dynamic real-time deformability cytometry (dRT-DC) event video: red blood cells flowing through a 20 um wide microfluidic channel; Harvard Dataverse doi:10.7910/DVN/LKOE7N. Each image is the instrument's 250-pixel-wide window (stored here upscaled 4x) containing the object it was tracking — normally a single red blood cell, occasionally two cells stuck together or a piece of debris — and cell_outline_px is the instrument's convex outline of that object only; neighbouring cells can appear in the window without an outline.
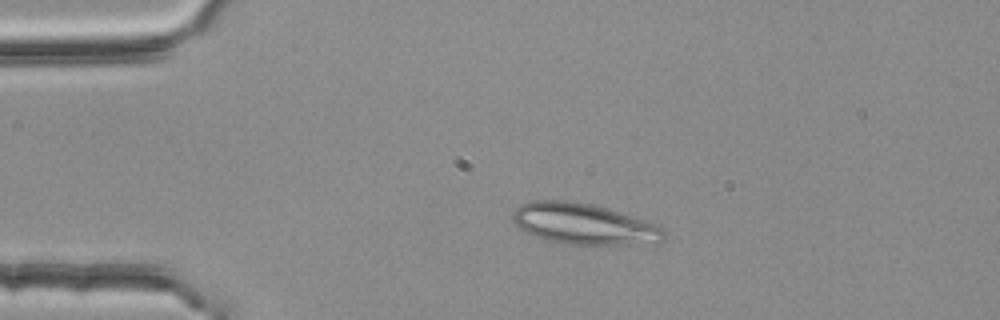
{"species": "common noctule bat (a hibernating species)", "species_latin": "Nyctalus noctula", "temperature_condition": "room temperature", "stored_images_in_passage": 46, "camera_frame_rate_fps": 3000, "um_per_image_px": 0.085, "animal": {"sex": "female", "body_mass_g": 25.1}, "frame": {"image": 1, "passage_image": 11, "time_ms": 3.333, "image_size_px": [1000, 320], "cell_outline_px": [[668, 232], [664, 240], [660, 244], [572, 244], [548, 240], [524, 232], [512, 220], [512, 212], [520, 204], [532, 200], [564, 200], [592, 204], [608, 208], [656, 224], [664, 228]], "centroid_in_image_um": [49.67, 19.03], "position_along_channel_um": 35.3, "area_um2": 36.36}}
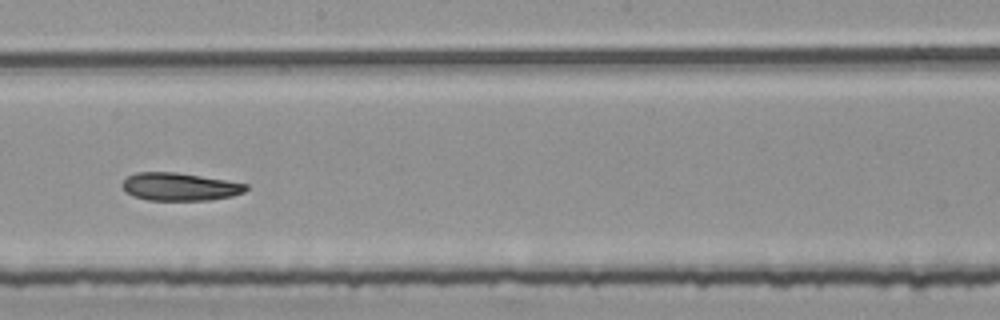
{"frame": {"image": 2, "passage_image": 30, "time_ms": 9.667, "image_size_px": [1000, 320], "cell_outline_px": [[248, 188], [244, 192], [232, 196], [208, 200], [148, 200], [132, 196], [124, 192], [120, 184], [128, 176], [136, 172], [176, 172], [248, 184]], "centroid_in_image_um": [15.22, 15.87], "position_along_channel_um": 233.0, "area_um2": 20.11}}
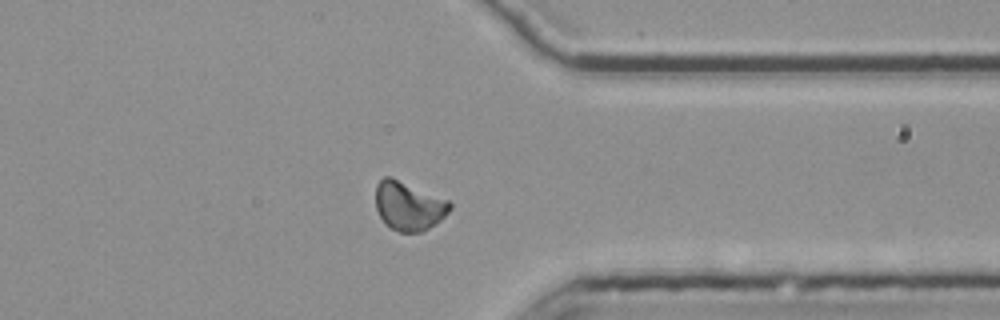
{"frame": {"image": 3, "passage_image": 42, "time_ms": 13.667, "image_size_px": [1000, 320], "cell_outline_px": [[452, 208], [440, 220], [428, 228], [420, 232], [400, 232], [388, 228], [384, 224], [376, 208], [376, 184], [384, 176], [392, 176], [448, 200], [452, 204]], "centroid_in_image_um": [34.71, 17.49], "position_along_channel_um": 376.7, "area_um2": 21.27}}